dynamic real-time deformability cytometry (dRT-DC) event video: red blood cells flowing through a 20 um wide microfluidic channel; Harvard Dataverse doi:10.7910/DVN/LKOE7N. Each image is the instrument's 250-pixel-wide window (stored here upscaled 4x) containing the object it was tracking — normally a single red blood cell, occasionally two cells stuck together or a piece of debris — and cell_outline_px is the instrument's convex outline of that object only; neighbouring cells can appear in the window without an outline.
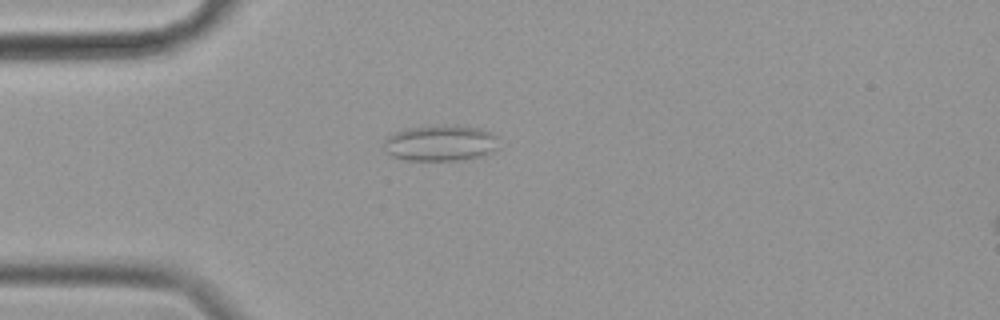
{"species": "common noctule bat (a hibernating species)", "species_latin": "Nyctalus noctula", "temperature_condition": "cold", "stored_images_in_passage": 38, "camera_frame_rate_fps": 3000, "um_per_image_px": 0.085, "animal": {"sex": "female", "body_mass_g": 19.9}, "frame": {"image": 1, "passage_image": 2, "time_ms": 0.333, "image_size_px": [1000, 320], "cell_outline_px": [[496, 148], [480, 156], [460, 160], [408, 160], [392, 156], [384, 152], [384, 140], [388, 136], [404, 128], [480, 128], [496, 136]], "centroid_in_image_um": [37.35, 12.21], "position_along_channel_um": 47.6, "area_um2": 22.89}}
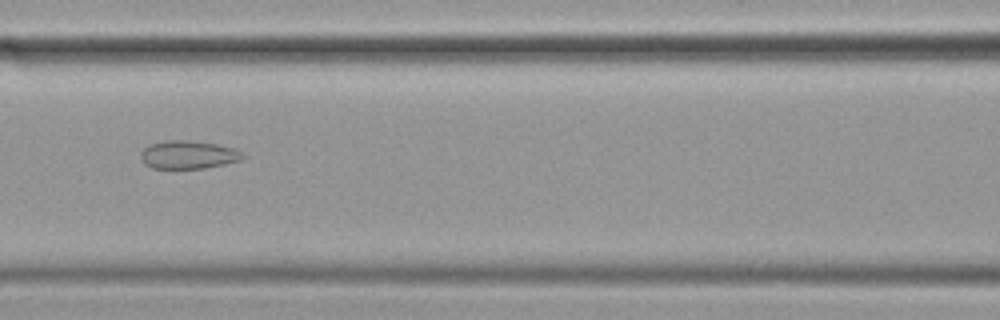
{"frame": {"image": 2, "passage_image": 12, "time_ms": 3.667, "image_size_px": [1000, 320], "cell_outline_px": [[248, 156], [240, 160], [224, 164], [204, 168], [152, 168], [144, 164], [140, 160], [140, 152], [148, 144], [164, 140], [188, 140], [216, 144], [236, 148]], "centroid_in_image_um": [15.99, 13.14], "position_along_channel_um": 150.6, "area_um2": 16.99}}
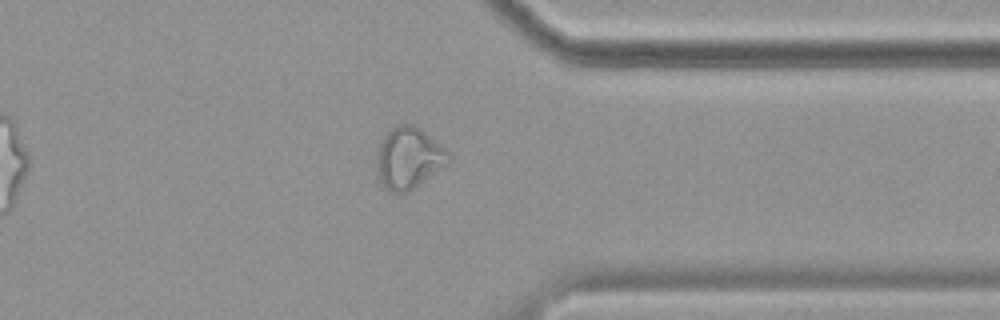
{"frame": {"image": 3, "passage_image": 32, "time_ms": 10.333, "image_size_px": [1000, 320], "cell_outline_px": [[452, 156], [448, 164], [408, 192], [392, 192], [384, 188], [380, 180], [376, 168], [376, 156], [380, 144], [384, 136], [396, 124], [412, 124], [420, 128], [444, 148]], "centroid_in_image_um": [34.73, 13.44], "position_along_channel_um": 376.7, "area_um2": 25.61}, "authors_computed_cell_mechanics": {"area_um2": 17.9469, "velocity_mm_per_s": 3.4804, "shape_relaxation_time_tau1_ms": null, "shape_relaxation_time_tau2_ms": 1.408, "deformation_change_tau1": null, "deformation_change_tau2": 0.0719}}